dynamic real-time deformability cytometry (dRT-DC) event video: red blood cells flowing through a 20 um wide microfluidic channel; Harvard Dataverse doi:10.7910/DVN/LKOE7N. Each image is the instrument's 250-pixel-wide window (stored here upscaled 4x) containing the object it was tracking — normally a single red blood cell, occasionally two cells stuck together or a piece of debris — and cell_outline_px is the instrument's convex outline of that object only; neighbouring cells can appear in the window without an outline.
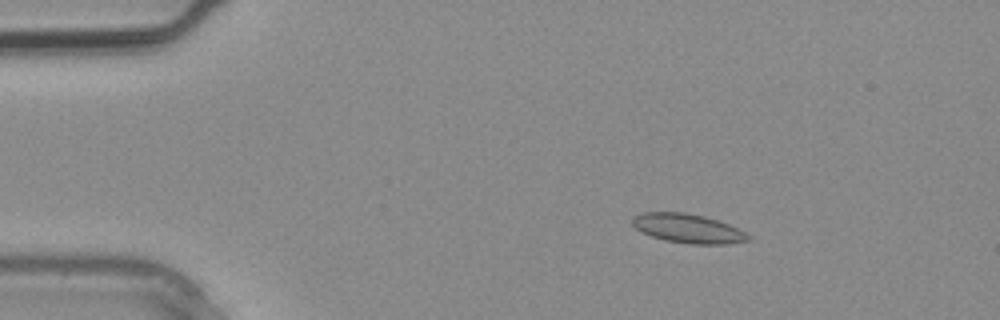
{"species": "common noctule bat (a hibernating species)", "species_latin": "Nyctalus noctula", "temperature_condition": "warm", "stored_images_in_passage": 3, "camera_frame_rate_fps": 3000, "um_per_image_px": 0.085, "animal": {"sex": "male", "body_mass_g": 20.4}, "frame": {"image": 1, "passage_image": 3, "time_ms": 0.667, "image_size_px": [1000, 320], "cell_outline_px": [[752, 240], [728, 244], [692, 244], [664, 240], [640, 232], [632, 224], [632, 216], [644, 212], [684, 212], [704, 216], [728, 224], [752, 236]], "centroid_in_image_um": [58.47, 19.42], "position_along_channel_um": 26.5, "area_um2": 19.71}}